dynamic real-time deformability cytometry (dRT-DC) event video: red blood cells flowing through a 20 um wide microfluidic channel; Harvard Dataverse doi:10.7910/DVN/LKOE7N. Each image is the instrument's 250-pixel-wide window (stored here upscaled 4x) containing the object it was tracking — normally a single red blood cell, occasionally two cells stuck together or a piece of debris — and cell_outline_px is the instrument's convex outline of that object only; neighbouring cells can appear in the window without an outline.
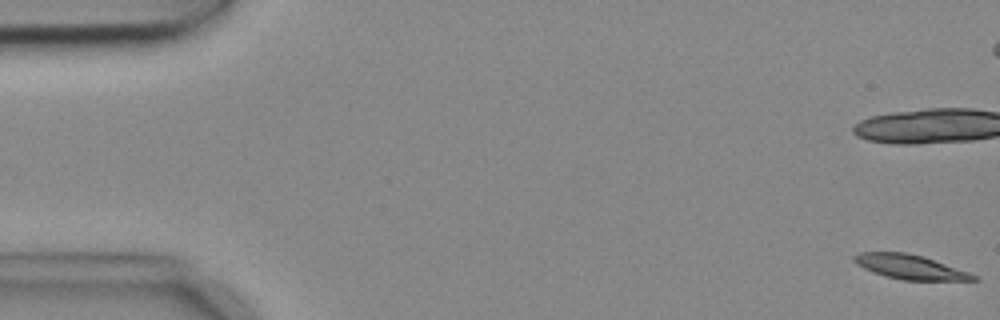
{"species": "common noctule bat (a hibernating species)", "species_latin": "Nyctalus noctula", "temperature_condition": "cold", "stored_images_in_passage": 12, "camera_frame_rate_fps": 3000, "um_per_image_px": 0.085, "animal": {"sex": "female", "body_mass_g": 18.4}, "frame": {"image": 1, "passage_image": 1, "time_ms": 0.0, "image_size_px": [1000, 320], "cell_outline_px": [[980, 280], [904, 280], [884, 276], [864, 268], [856, 264], [852, 260], [852, 256], [860, 252], [904, 252], [924, 256], [968, 272], [976, 276]], "centroid_in_image_um": [77.31, 22.68], "position_along_channel_um": 7.7, "area_um2": 16.88}}